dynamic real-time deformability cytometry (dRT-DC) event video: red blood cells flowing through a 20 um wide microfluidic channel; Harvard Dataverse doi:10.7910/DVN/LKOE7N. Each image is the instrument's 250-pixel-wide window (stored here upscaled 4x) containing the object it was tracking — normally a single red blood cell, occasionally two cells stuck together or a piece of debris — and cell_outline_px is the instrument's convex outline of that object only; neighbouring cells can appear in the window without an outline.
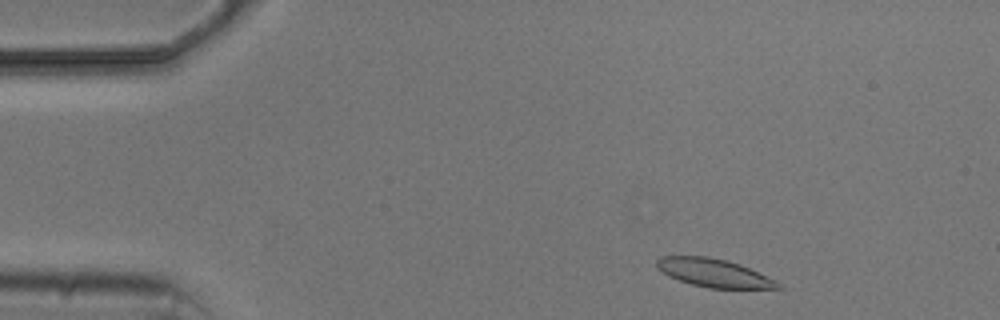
{"species": "common noctule bat (a hibernating species)", "species_latin": "Nyctalus noctula", "temperature_condition": "cold", "stored_images_in_passage": 3, "camera_frame_rate_fps": 3000, "um_per_image_px": 0.085, "animal": {"sex": "male", "body_mass_g": 20.5, "forearm_length_mm": 52.5}, "frame": {"image": 1, "passage_image": 1, "time_ms": 0.0, "image_size_px": [1000, 320], "cell_outline_px": [[784, 288], [708, 288], [692, 284], [668, 276], [656, 268], [656, 260], [664, 256], [708, 256], [740, 264], [776, 280]], "centroid_in_image_um": [60.66, 23.19], "position_along_channel_um": 24.3, "area_um2": 19.77}}